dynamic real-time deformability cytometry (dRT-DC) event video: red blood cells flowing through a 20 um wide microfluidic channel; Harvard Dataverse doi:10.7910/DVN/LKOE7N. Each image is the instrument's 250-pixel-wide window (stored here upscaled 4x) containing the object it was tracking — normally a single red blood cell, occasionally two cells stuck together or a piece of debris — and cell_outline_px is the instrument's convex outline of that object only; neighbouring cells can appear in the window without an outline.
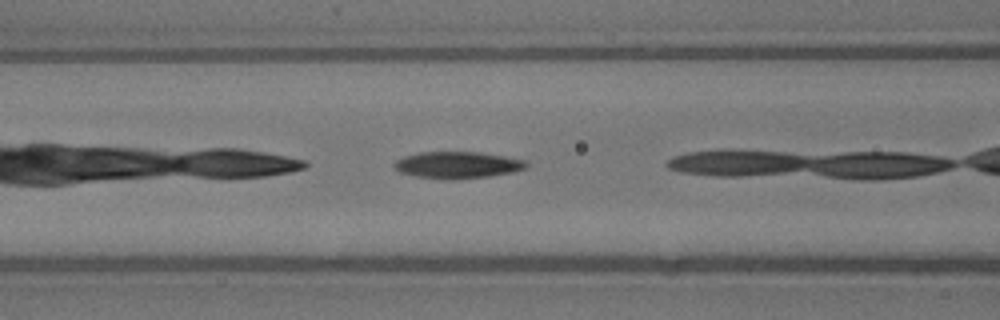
{"species": "common noctule bat (a hibernating species)", "species_latin": "Nyctalus noctula", "temperature_condition": "warm", "stored_images_in_passage": 8, "camera_frame_rate_fps": 3000, "um_per_image_px": 0.085, "animal": {"sex": "male", "body_mass_g": 13.3}, "frame": {"image": 1, "passage_image": 4, "time_ms": 1.0, "image_size_px": [1000, 320], "cell_outline_px": [[528, 164], [524, 168], [512, 172], [492, 176], [452, 180], [448, 180], [416, 176], [400, 172], [392, 164], [396, 160], [404, 156], [420, 152], [480, 152], [504, 156], [524, 160]], "centroid_in_image_um": [38.87, 14.03], "position_along_channel_um": 127.7, "area_um2": 20.58}}